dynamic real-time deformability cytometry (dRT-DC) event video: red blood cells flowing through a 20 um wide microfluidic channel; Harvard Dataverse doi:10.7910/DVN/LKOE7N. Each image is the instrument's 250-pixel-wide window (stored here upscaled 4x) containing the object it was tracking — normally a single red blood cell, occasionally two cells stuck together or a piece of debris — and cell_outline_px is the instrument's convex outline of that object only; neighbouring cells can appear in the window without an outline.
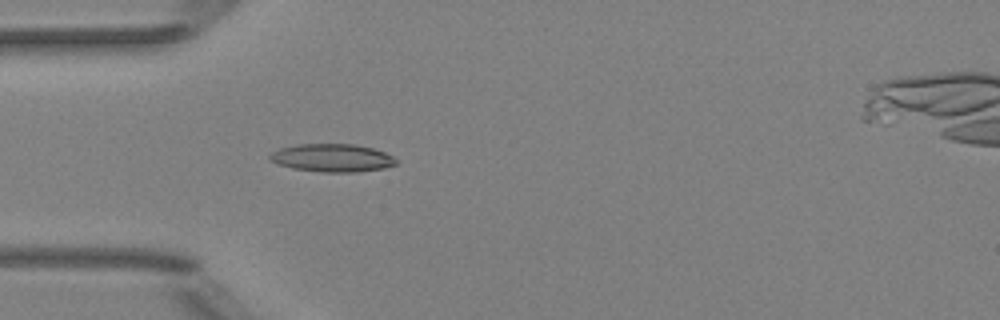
{"species": "Egyptian fruit bat (a non-hibernating species)", "species_latin": "Rousettus aegyptiacus", "temperature_condition": "room temperature", "stored_images_in_passage": 5, "camera_frame_rate_fps": 3000, "um_per_image_px": 0.085, "animal": {"sex": "female"}, "frame": {"image": 1, "passage_image": 5, "time_ms": 4.667, "image_size_px": [1000, 320], "cell_outline_px": [[400, 160], [396, 164], [384, 168], [356, 172], [320, 172], [292, 168], [280, 164], [272, 160], [268, 156], [272, 152], [280, 148], [296, 144], [356, 144], [372, 148], [384, 152]], "centroid_in_image_um": [28.27, 13.42], "position_along_channel_um": 56.7, "area_um2": 20.58}}